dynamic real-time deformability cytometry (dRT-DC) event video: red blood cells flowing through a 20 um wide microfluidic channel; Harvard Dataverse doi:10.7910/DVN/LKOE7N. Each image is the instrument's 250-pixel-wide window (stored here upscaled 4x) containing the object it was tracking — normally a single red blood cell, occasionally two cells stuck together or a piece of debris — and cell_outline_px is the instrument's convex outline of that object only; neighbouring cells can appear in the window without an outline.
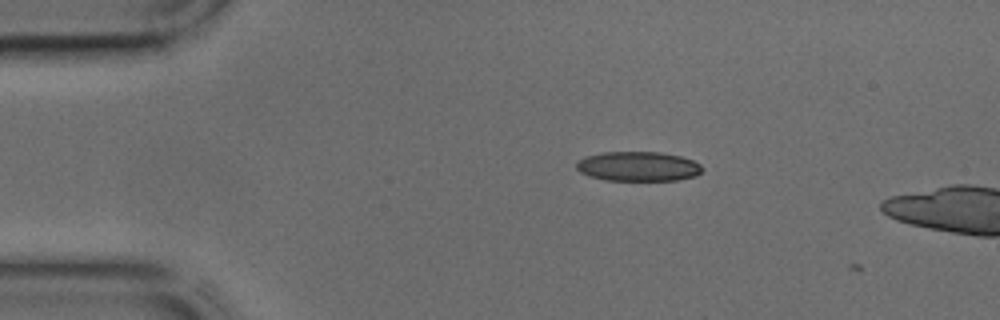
{"species": "common noctule bat (a hibernating species)", "species_latin": "Nyctalus noctula", "temperature_condition": "cold", "stored_images_in_passage": 3, "camera_frame_rate_fps": 3000, "um_per_image_px": 0.085, "animal": {"sex": "male", "body_mass_g": 17.9, "forearm_length_mm": 54.2}, "frame": {"image": 1, "passage_image": 1, "time_ms": 0.0, "image_size_px": [1000, 320], "cell_outline_px": [[704, 168], [696, 176], [676, 180], [604, 180], [588, 176], [580, 172], [576, 168], [576, 160], [584, 156], [604, 152], [660, 152], [680, 156], [692, 160], [700, 164]], "centroid_in_image_um": [54.2, 14.14], "position_along_channel_um": 30.8, "area_um2": 21.85}}